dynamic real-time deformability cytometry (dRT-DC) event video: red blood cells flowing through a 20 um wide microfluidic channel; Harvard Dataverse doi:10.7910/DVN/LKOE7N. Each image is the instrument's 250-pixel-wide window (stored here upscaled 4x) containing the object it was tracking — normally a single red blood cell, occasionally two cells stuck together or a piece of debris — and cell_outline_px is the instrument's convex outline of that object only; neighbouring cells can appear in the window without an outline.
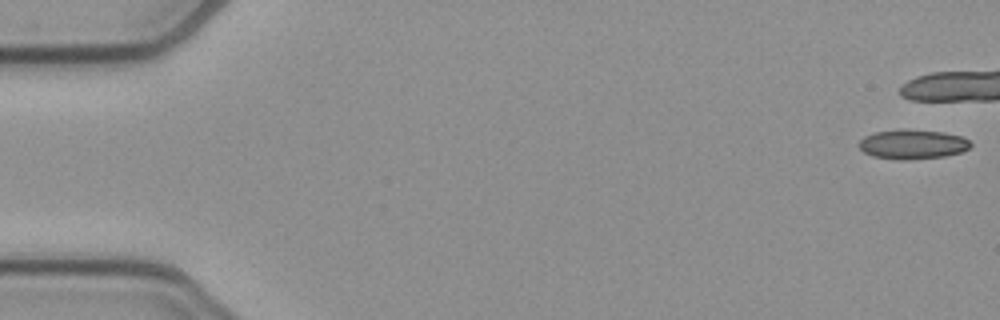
{"species": "common noctule bat (a hibernating species)", "species_latin": "Nyctalus noctula", "temperature_condition": "cold", "stored_images_in_passage": 9, "camera_frame_rate_fps": 3000, "um_per_image_px": 0.085, "animal": {"sex": "female", "body_mass_g": 21.9}, "frame": {"image": 1, "passage_image": 1, "time_ms": 0.0, "image_size_px": [1000, 320], "cell_outline_px": [[972, 144], [968, 148], [960, 152], [944, 156], [908, 160], [900, 160], [872, 156], [864, 152], [860, 148], [860, 140], [864, 136], [876, 132], [904, 128], [944, 132], [964, 136]], "centroid_in_image_um": [77.58, 12.25], "position_along_channel_um": 7.4, "area_um2": 19.31}}